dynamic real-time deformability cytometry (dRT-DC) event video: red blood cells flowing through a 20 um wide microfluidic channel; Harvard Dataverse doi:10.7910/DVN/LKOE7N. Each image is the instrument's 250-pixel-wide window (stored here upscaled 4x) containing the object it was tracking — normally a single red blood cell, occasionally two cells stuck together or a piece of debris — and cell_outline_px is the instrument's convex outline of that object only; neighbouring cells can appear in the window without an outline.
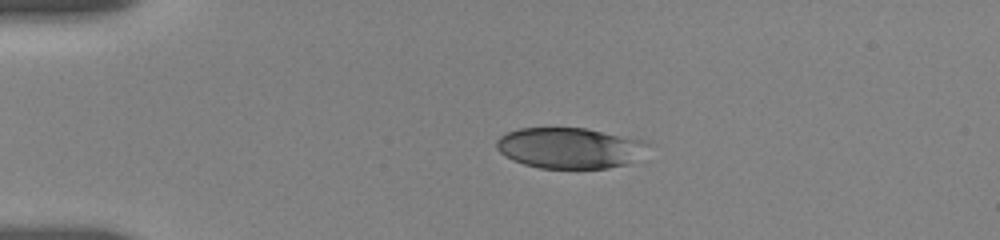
{"species": "human", "species_latin": "Homo sapiens", "temperature_condition": "room temperature", "stored_images_in_passage": 8, "camera_frame_rate_fps": 3000, "um_per_image_px": 0.085, "donor": {"sex": "female"}, "frame": {"image": 1, "passage_image": 3, "time_ms": 2.333, "image_size_px": [1000, 240], "cell_outline_px": [[652, 144], [628, 164], [608, 168], [540, 168], [524, 164], [512, 160], [500, 152], [496, 148], [496, 140], [500, 136], [508, 132], [520, 128], [584, 128], [644, 140]], "centroid_in_image_um": [48.4, 12.58], "position_along_channel_um": 36.6, "area_um2": 35.84}}
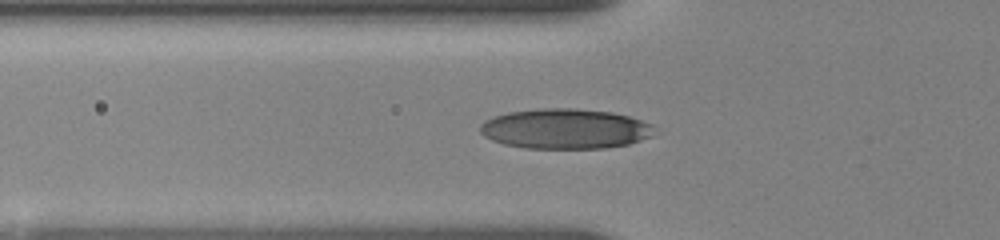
{"frame": {"image": 2, "passage_image": 6, "time_ms": 4.667, "image_size_px": [1000, 240], "cell_outline_px": [[652, 136], [628, 144], [604, 148], [524, 148], [504, 144], [492, 140], [484, 136], [480, 132], [480, 124], [484, 120], [508, 112], [544, 108], [576, 108], [612, 112], [628, 116], [652, 124]], "centroid_in_image_um": [48.01, 10.94], "position_along_channel_um": 77.8, "area_um2": 40.58}}
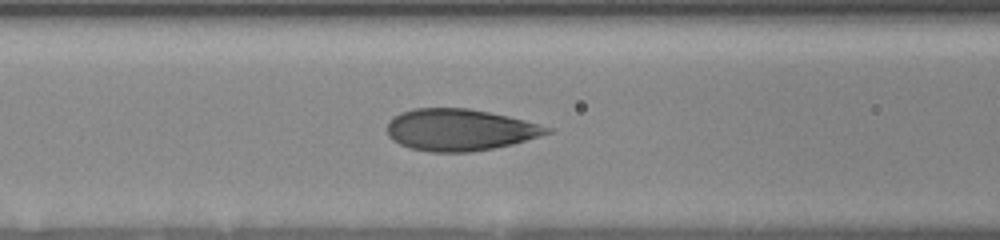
{"frame": {"image": 3, "passage_image": 8, "time_ms": 6.0, "image_size_px": [1000, 240], "cell_outline_px": [[552, 132], [512, 144], [492, 148], [468, 152], [428, 152], [408, 148], [392, 140], [388, 136], [388, 120], [400, 112], [412, 108], [468, 108], [508, 116], [524, 120], [552, 128]], "centroid_in_image_um": [39.02, 11.03], "position_along_channel_um": 127.6, "area_um2": 38.84}}